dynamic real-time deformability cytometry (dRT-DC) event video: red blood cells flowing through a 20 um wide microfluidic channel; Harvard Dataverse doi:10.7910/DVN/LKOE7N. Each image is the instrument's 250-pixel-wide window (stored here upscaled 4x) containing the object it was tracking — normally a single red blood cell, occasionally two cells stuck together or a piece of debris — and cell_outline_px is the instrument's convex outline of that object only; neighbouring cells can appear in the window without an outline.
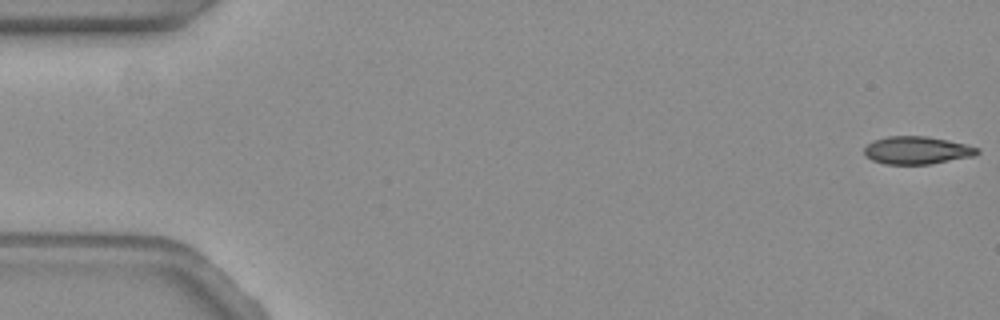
{"species": "common noctule bat (a hibernating species)", "species_latin": "Nyctalus noctula", "temperature_condition": "warm", "stored_images_in_passage": 18, "camera_frame_rate_fps": 3000, "um_per_image_px": 0.085, "animal": {"sex": "female", "body_mass_g": 19.3, "forearm_length_mm": 54.1}, "frame": {"image": 1, "passage_image": 1, "time_ms": 0.0, "image_size_px": [1000, 320], "cell_outline_px": [[980, 152], [972, 156], [932, 164], [884, 164], [872, 160], [864, 156], [864, 148], [872, 140], [888, 136], [924, 136], [948, 140], [980, 148]], "centroid_in_image_um": [77.91, 12.78], "position_along_channel_um": 7.1, "area_um2": 18.32}}
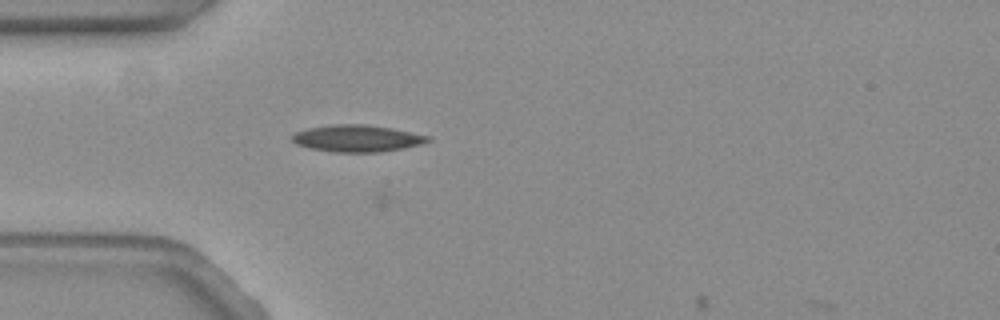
{"frame": {"image": 2, "passage_image": 17, "time_ms": 5.333, "image_size_px": [1000, 320], "cell_outline_px": [[432, 140], [420, 144], [404, 148], [380, 152], [332, 152], [308, 148], [296, 144], [292, 140], [292, 136], [296, 132], [308, 128], [332, 124], [364, 124], [392, 128], [428, 136]], "centroid_in_image_um": [30.33, 11.76], "position_along_channel_um": 54.7, "area_um2": 21.21}}